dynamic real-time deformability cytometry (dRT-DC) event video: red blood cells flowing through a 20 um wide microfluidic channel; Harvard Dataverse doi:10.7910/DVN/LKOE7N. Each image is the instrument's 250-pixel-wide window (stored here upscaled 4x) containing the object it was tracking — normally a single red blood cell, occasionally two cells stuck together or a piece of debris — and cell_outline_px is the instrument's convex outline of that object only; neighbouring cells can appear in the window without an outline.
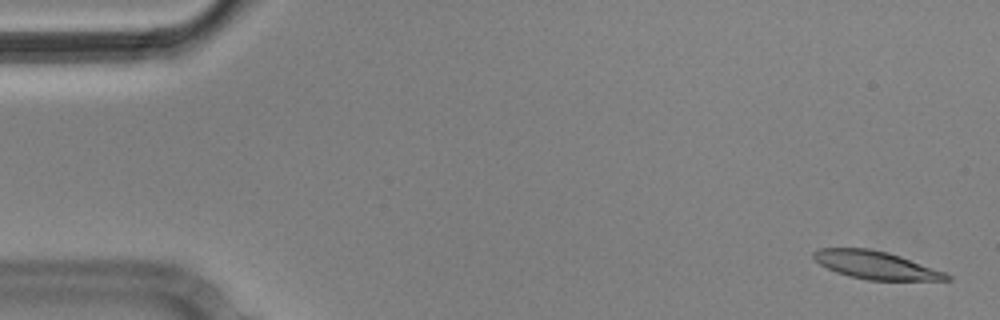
{"species": "Egyptian fruit bat (a non-hibernating species)", "species_latin": "Rousettus aegyptiacus", "temperature_condition": "cold", "stored_images_in_passage": 4, "camera_frame_rate_fps": 3000, "um_per_image_px": 0.085, "animal": {"sex": "male"}, "frame": {"image": 1, "passage_image": 1, "time_ms": 0.0, "image_size_px": [1000, 320], "cell_outline_px": [[952, 280], [868, 280], [848, 276], [836, 272], [820, 264], [812, 256], [812, 252], [820, 248], [868, 248], [888, 252], [900, 256], [944, 272], [952, 276]], "centroid_in_image_um": [74.42, 22.53], "position_along_channel_um": 10.6, "area_um2": 21.5}}
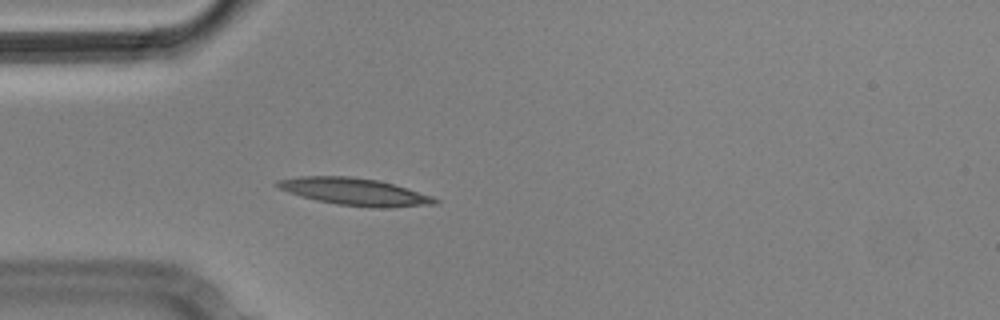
{"frame": {"image": 2, "passage_image": 4, "time_ms": 1.0, "image_size_px": [1000, 320], "cell_outline_px": [[440, 204], [384, 208], [372, 208], [336, 204], [316, 200], [300, 196], [288, 192], [272, 184], [276, 180], [300, 176], [352, 176], [376, 180], [392, 184], [432, 196], [440, 200]], "centroid_in_image_um": [30.13, 16.3], "position_along_channel_um": 54.9, "area_um2": 25.09}}